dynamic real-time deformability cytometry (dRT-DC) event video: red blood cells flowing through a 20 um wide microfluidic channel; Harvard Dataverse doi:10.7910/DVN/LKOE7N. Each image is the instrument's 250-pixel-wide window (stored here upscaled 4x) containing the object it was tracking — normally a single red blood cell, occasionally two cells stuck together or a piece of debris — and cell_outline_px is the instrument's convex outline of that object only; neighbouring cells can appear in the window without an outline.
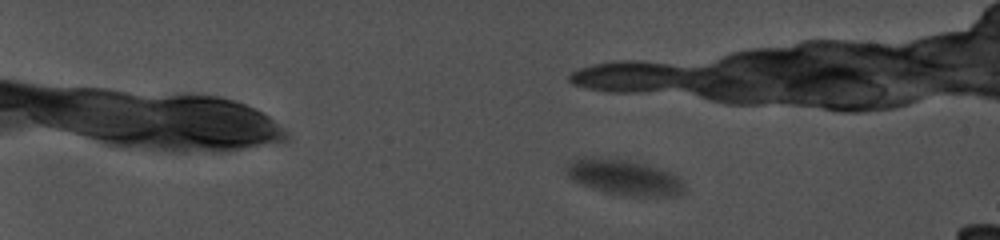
{"species": "common noctule bat (a hibernating species)", "species_latin": "Nyctalus noctula", "temperature_condition": "cold", "stored_images_in_passage": 37, "camera_frame_rate_fps": 5000, "um_per_image_px": 0.085, "animal": {"sex": "female", "body_mass_g": 19.0, "forearm_length_mm": 56.7}, "frame": {"image": 1, "passage_image": 8, "time_ms": 3.4, "image_size_px": [1000, 240], "cell_outline_px": [[684, 192], [680, 196], [632, 196], [604, 192], [580, 184], [572, 180], [564, 172], [564, 168], [572, 160], [584, 156], [600, 156], [624, 160], [644, 164], [668, 172], [676, 176], [684, 184]], "centroid_in_image_um": [52.98, 15.07], "position_along_channel_um": 32.0, "area_um2": 24.51}}
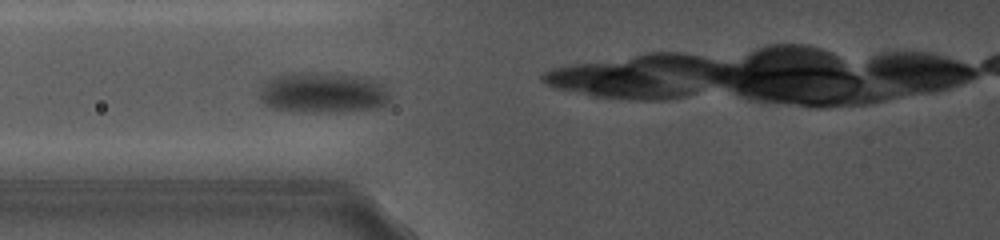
{"frame": {"image": 2, "passage_image": 23, "time_ms": 10.2, "image_size_px": [1000, 240], "cell_outline_px": [[392, 100], [384, 108], [340, 112], [312, 112], [272, 108], [264, 104], [260, 100], [260, 80], [272, 76], [296, 72], [320, 72], [372, 76], [384, 84]], "centroid_in_image_um": [27.51, 7.85], "position_along_channel_um": 98.3, "area_um2": 32.37}}
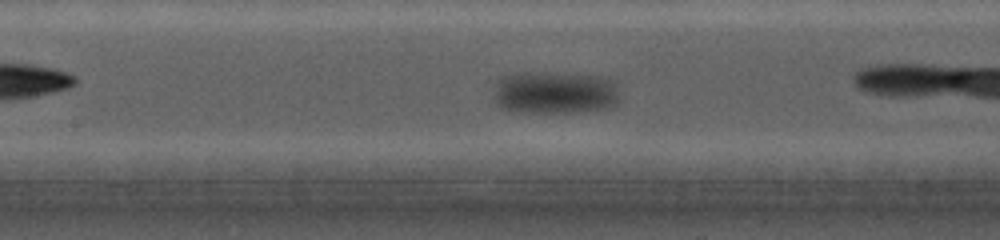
{"frame": {"image": 3, "passage_image": 27, "time_ms": 12.0, "image_size_px": [1000, 240], "cell_outline_px": [[620, 100], [616, 104], [608, 108], [580, 112], [520, 112], [500, 108], [496, 104], [492, 96], [496, 84], [504, 76], [520, 72], [548, 72], [608, 76], [616, 80]], "centroid_in_image_um": [47.21, 7.86], "position_along_channel_um": 160.2, "area_um2": 32.19}}